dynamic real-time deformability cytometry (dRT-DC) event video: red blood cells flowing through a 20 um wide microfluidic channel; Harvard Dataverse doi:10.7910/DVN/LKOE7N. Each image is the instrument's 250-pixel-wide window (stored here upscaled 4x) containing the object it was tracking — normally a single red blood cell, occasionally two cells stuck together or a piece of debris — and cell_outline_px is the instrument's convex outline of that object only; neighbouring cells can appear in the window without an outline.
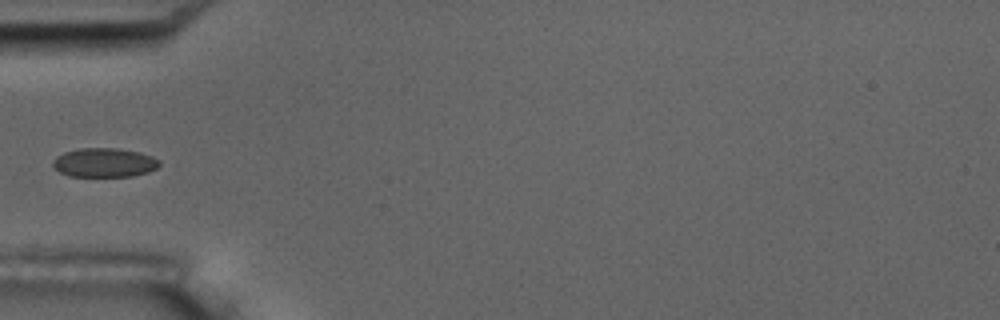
{"species": "common noctule bat (a hibernating species)", "species_latin": "Nyctalus noctula", "temperature_condition": "room temperature", "stored_images_in_passage": 7, "camera_frame_rate_fps": 3000, "um_per_image_px": 0.085, "animal": {"sex": "male", "body_mass_g": 17.5, "forearm_length_mm": 52.3}, "frame": {"image": 1, "passage_image": 7, "time_ms": 6.667, "image_size_px": [1000, 320], "cell_outline_px": [[160, 164], [156, 168], [148, 172], [132, 176], [68, 176], [60, 172], [52, 164], [52, 160], [56, 156], [64, 152], [80, 148], [116, 148], [140, 152], [152, 156], [160, 160]], "centroid_in_image_um": [8.87, 13.81], "position_along_channel_um": 76.1, "area_um2": 18.09}}